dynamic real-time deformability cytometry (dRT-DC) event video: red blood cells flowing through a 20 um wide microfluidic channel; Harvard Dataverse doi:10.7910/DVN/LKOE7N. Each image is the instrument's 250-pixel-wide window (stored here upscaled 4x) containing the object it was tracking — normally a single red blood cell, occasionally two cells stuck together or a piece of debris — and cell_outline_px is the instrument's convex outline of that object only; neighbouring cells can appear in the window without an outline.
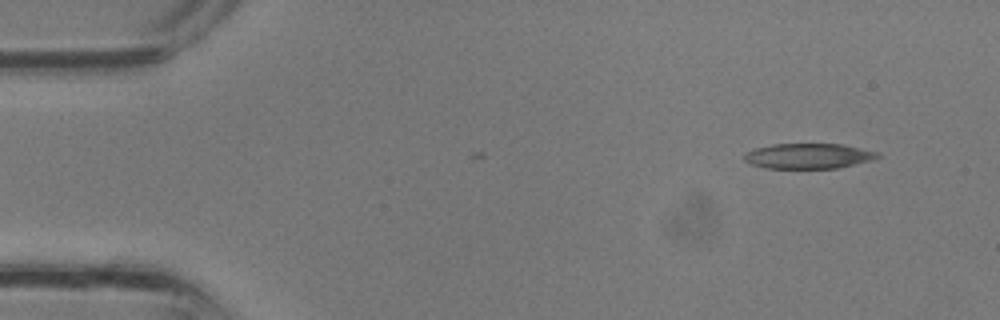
{"species": "common noctule bat (a hibernating species)", "species_latin": "Nyctalus noctula", "temperature_condition": "room temperature", "stored_images_in_passage": 2, "camera_frame_rate_fps": 3000, "um_per_image_px": 0.085, "animal": {"sex": "male", "body_mass_g": 13.3}, "frame": {"image": 1, "passage_image": 2, "time_ms": 0.333, "image_size_px": [1000, 320], "cell_outline_px": [[880, 156], [872, 160], [836, 168], [764, 168], [752, 164], [744, 160], [744, 152], [756, 148], [772, 144], [840, 144], [880, 152]], "centroid_in_image_um": [68.7, 13.26], "position_along_channel_um": 16.3, "area_um2": 19.54}}